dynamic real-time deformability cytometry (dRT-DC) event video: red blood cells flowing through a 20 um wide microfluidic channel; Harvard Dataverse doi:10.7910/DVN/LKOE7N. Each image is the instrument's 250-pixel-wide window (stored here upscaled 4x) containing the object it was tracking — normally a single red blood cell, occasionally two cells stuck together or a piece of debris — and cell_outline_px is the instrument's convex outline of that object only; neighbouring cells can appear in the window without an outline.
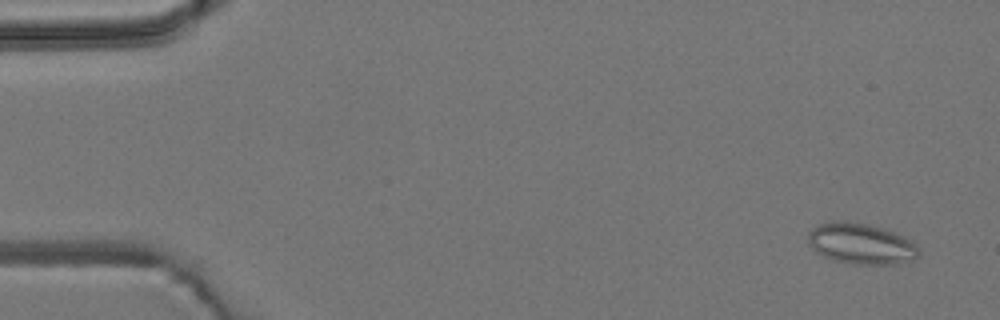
{"species": "common noctule bat (a hibernating species)", "species_latin": "Nyctalus noctula", "temperature_condition": "room temperature", "stored_images_in_passage": 4, "camera_frame_rate_fps": 3000, "um_per_image_px": 0.085, "animal": {"sex": "male", "body_mass_g": 19.2, "forearm_length_mm": 51.8}, "frame": {"image": 1, "passage_image": 1, "time_ms": 0.0, "image_size_px": [1000, 320], "cell_outline_px": [[920, 252], [912, 260], [896, 264], [852, 264], [832, 260], [816, 252], [808, 244], [808, 232], [816, 224], [832, 220], [844, 220], [868, 224], [884, 228], [896, 232], [904, 236], [920, 248]], "centroid_in_image_um": [73.16, 20.69], "position_along_channel_um": 11.8, "area_um2": 26.82}}